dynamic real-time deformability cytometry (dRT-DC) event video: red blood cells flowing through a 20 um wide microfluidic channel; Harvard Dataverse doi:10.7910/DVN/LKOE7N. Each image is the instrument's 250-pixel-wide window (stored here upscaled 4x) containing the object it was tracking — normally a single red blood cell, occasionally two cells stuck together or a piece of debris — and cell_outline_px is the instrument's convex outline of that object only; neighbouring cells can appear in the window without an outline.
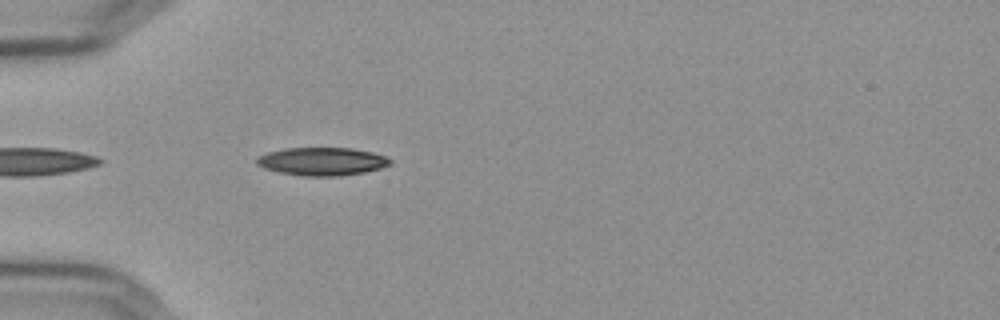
{"species": "Egyptian fruit bat (a non-hibernating species)", "species_latin": "Rousettus aegyptiacus", "temperature_condition": "cold", "stored_images_in_passage": 27, "camera_frame_rate_fps": 3000, "um_per_image_px": 0.085, "frame": {"image": 1, "passage_image": 3, "time_ms": 0.667, "image_size_px": [1000, 320], "cell_outline_px": [[392, 164], [380, 168], [364, 172], [340, 176], [304, 176], [280, 172], [264, 168], [256, 164], [256, 156], [268, 152], [284, 148], [352, 148], [372, 152], [384, 156], [392, 160]], "centroid_in_image_um": [27.36, 13.72], "position_along_channel_um": 57.6, "area_um2": 21.85}}
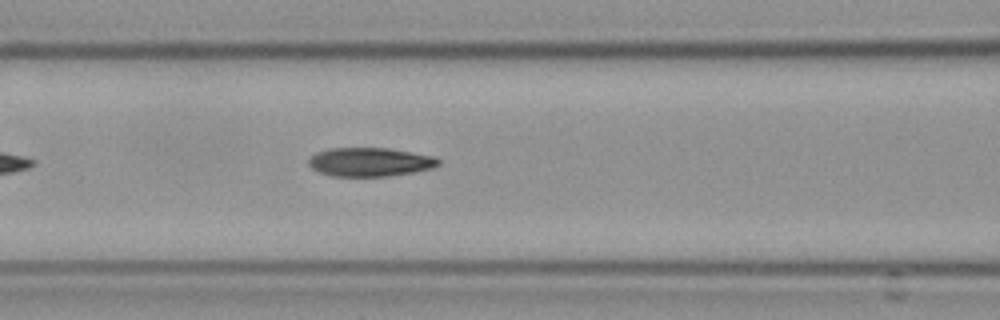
{"frame": {"image": 2, "passage_image": 10, "time_ms": 3.0, "image_size_px": [1000, 320], "cell_outline_px": [[440, 164], [432, 168], [412, 172], [388, 176], [332, 176], [320, 172], [312, 168], [308, 164], [308, 160], [316, 152], [332, 148], [388, 148], [436, 156], [440, 160]], "centroid_in_image_um": [31.47, 13.76], "position_along_channel_um": 135.1, "area_um2": 21.73}}
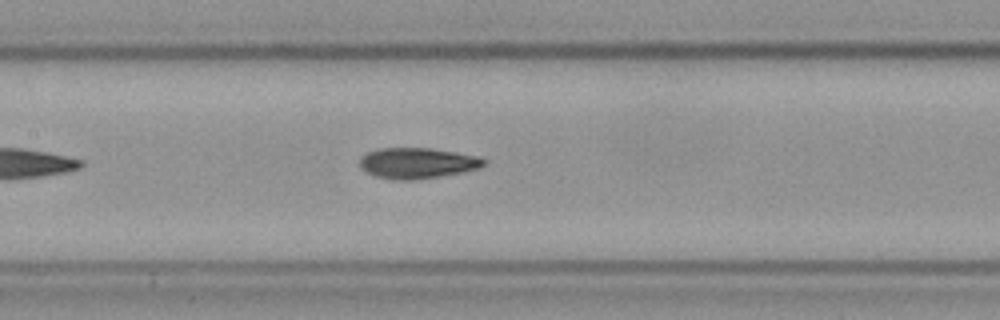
{"frame": {"image": 3, "passage_image": 13, "time_ms": 4.0, "image_size_px": [1000, 320], "cell_outline_px": [[488, 160], [480, 168], [464, 172], [440, 176], [412, 180], [396, 180], [376, 176], [360, 168], [360, 156], [368, 152], [380, 148], [432, 148], [480, 156]], "centroid_in_image_um": [35.51, 13.85], "position_along_channel_um": 171.9, "area_um2": 22.37}}